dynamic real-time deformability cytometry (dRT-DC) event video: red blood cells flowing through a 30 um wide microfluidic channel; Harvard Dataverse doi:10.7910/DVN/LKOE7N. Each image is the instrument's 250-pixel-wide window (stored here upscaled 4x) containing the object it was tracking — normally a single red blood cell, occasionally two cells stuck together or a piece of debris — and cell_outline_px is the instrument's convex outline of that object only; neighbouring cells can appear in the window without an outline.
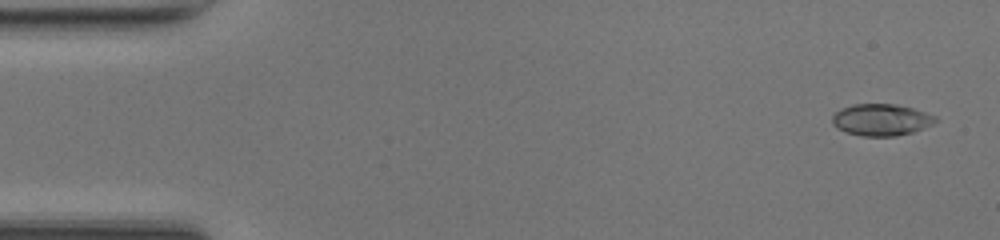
{"species": "common noctule bat (a hibernating species)", "species_latin": "Nyctalus noctula", "temperature_condition": "room temperature", "stored_images_in_passage": 49, "camera_frame_rate_fps": 3000, "um_per_image_px": 0.085, "animal": {"sex": "female", "body_mass_g": 17.0, "forearm_length_mm": 48.0}, "frame": {"image": 1, "passage_image": 2, "time_ms": 0.333, "image_size_px": [1000, 240], "cell_outline_px": [[940, 120], [932, 124], [912, 132], [896, 136], [864, 136], [848, 132], [836, 128], [832, 124], [832, 116], [840, 108], [852, 104], [896, 104], [912, 108], [936, 116]], "centroid_in_image_um": [74.89, 10.17], "position_along_channel_um": 10.1, "area_um2": 19.07}}
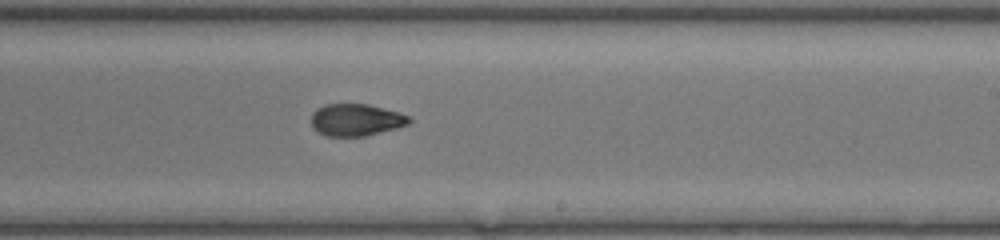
{"frame": {"image": 2, "passage_image": 29, "time_ms": 9.333, "image_size_px": [1000, 240], "cell_outline_px": [[412, 120], [408, 124], [396, 128], [364, 136], [324, 136], [316, 132], [312, 128], [312, 112], [316, 108], [324, 104], [368, 104], [400, 112], [412, 116]], "centroid_in_image_um": [30.25, 10.18], "position_along_channel_um": 258.7, "area_um2": 18.55}}
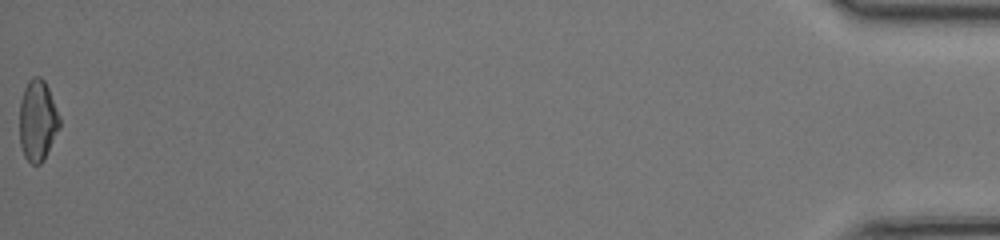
{"frame": {"image": 3, "passage_image": 49, "time_ms": 16.0, "image_size_px": [1000, 240], "cell_outline_px": [[60, 128], [44, 160], [40, 164], [32, 164], [24, 156], [20, 144], [20, 100], [24, 88], [28, 80], [32, 76], [40, 76], [44, 80], [48, 88], [60, 120]], "centroid_in_image_um": [3.19, 10.24], "position_along_channel_um": 432.0, "area_um2": 18.9}, "authors_computed_cell_mechanics": {"area_um2": 19.074, "velocity_mm_per_s": 4.2475, "shape_relaxation_time_tau1_ms": 7.4477, "shape_relaxation_time_tau2_ms": 1.9663, "deformation_change_tau1": 0.2316, "deformation_change_tau2": 0.0719}}